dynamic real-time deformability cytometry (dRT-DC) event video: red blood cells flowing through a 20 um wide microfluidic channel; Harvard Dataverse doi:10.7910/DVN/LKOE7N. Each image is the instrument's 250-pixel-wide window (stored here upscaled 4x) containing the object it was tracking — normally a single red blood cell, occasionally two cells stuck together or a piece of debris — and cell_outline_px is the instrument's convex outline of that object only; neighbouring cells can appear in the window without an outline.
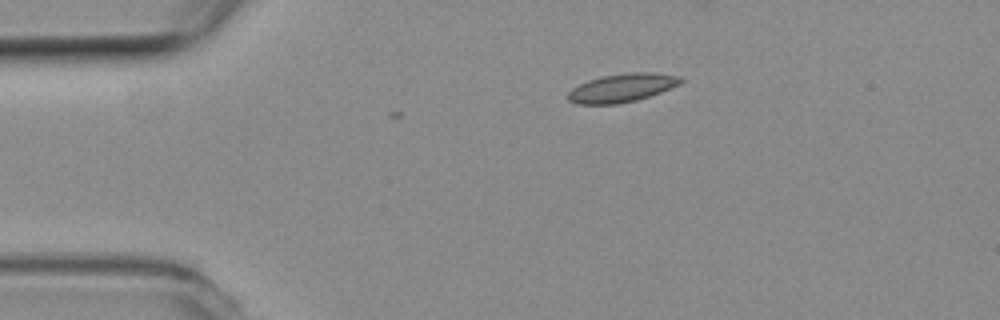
{"species": "common noctule bat (a hibernating species)", "species_latin": "Nyctalus noctula", "temperature_condition": "room temperature", "stored_images_in_passage": 2, "camera_frame_rate_fps": 3000, "um_per_image_px": 0.085, "animal": {"sex": "female", "body_mass_g": 19.3, "forearm_length_mm": 54.1}, "frame": {"image": 1, "passage_image": 2, "time_ms": 0.333, "image_size_px": [1000, 320], "cell_outline_px": [[684, 80], [680, 84], [660, 92], [636, 100], [616, 104], [576, 104], [568, 100], [568, 92], [572, 88], [588, 80], [604, 76], [628, 72], [652, 72], [680, 76]], "centroid_in_image_um": [52.87, 7.46], "position_along_channel_um": 32.1, "area_um2": 18.55}}